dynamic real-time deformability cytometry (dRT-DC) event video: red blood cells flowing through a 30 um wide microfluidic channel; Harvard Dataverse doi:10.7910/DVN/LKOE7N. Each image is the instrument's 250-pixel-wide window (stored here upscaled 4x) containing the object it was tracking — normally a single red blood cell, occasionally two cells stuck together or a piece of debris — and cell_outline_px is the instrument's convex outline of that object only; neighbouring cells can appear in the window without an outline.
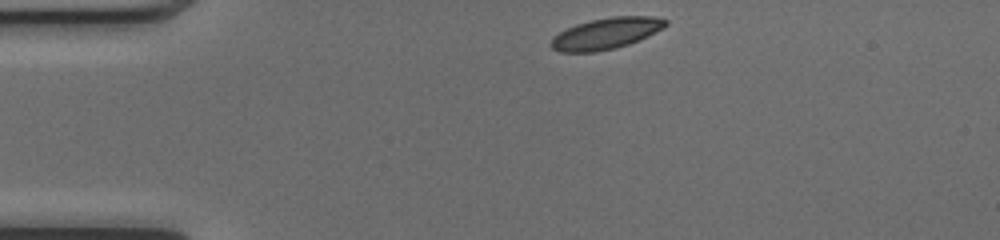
{"species": "common noctule bat (a hibernating species)", "species_latin": "Nyctalus noctula", "temperature_condition": "cold", "stored_images_in_passage": 41, "camera_frame_rate_fps": 3000, "um_per_image_px": 0.085, "animal": {"sex": "female", "body_mass_g": 17.0, "forearm_length_mm": 48.0}, "frame": {"image": 1, "passage_image": 1, "time_ms": 0.0, "image_size_px": [1000, 240], "cell_outline_px": [[668, 24], [664, 28], [648, 36], [628, 44], [616, 48], [596, 52], [560, 52], [552, 48], [548, 44], [552, 36], [576, 24], [592, 20], [612, 16], [652, 16], [668, 20]], "centroid_in_image_um": [51.51, 2.85], "position_along_channel_um": 33.5, "area_um2": 20.98}}
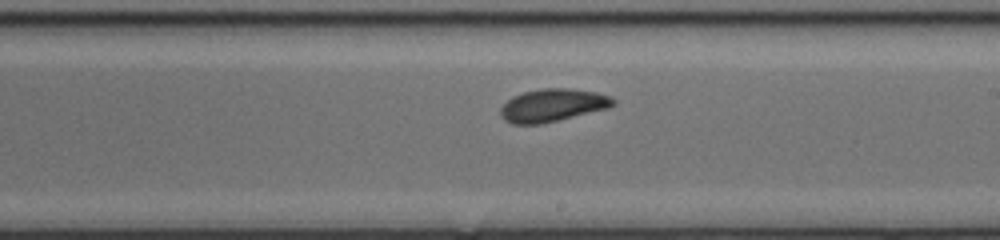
{"frame": {"image": 2, "passage_image": 20, "time_ms": 6.333, "image_size_px": [1000, 240], "cell_outline_px": [[616, 104], [608, 108], [540, 124], [512, 124], [504, 120], [500, 116], [500, 108], [512, 96], [524, 92], [544, 88], [568, 88], [596, 92], [612, 96], [616, 100]], "centroid_in_image_um": [46.97, 8.94], "position_along_channel_um": 242.0, "area_um2": 21.5}}
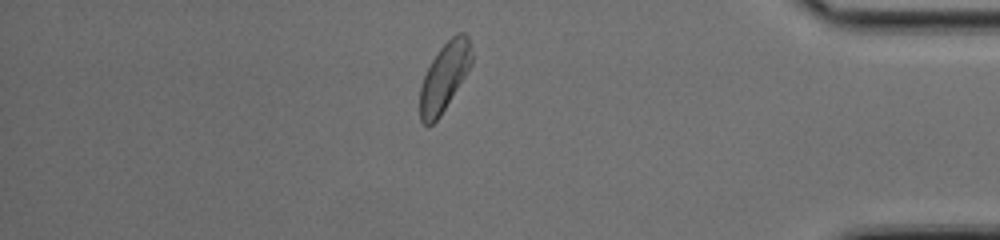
{"frame": {"image": 3, "passage_image": 34, "time_ms": 11.0, "image_size_px": [1000, 240], "cell_outline_px": [[472, 64], [440, 116], [432, 124], [424, 124], [420, 120], [420, 88], [424, 76], [432, 60], [440, 48], [456, 32], [464, 32], [468, 36], [472, 56]], "centroid_in_image_um": [37.78, 6.52], "position_along_channel_um": 397.4, "area_um2": 20.23}, "authors_computed_cell_mechanics": {"area_um2": 21.2704, "velocity_mm_per_s": 4.0674, "shape_relaxation_time_tau1_ms": 2.1123, "shape_relaxation_time_tau2_ms": 3.2565, "deformation_change_tau1": 0.0885, "deformation_change_tau2": 0.0791}}